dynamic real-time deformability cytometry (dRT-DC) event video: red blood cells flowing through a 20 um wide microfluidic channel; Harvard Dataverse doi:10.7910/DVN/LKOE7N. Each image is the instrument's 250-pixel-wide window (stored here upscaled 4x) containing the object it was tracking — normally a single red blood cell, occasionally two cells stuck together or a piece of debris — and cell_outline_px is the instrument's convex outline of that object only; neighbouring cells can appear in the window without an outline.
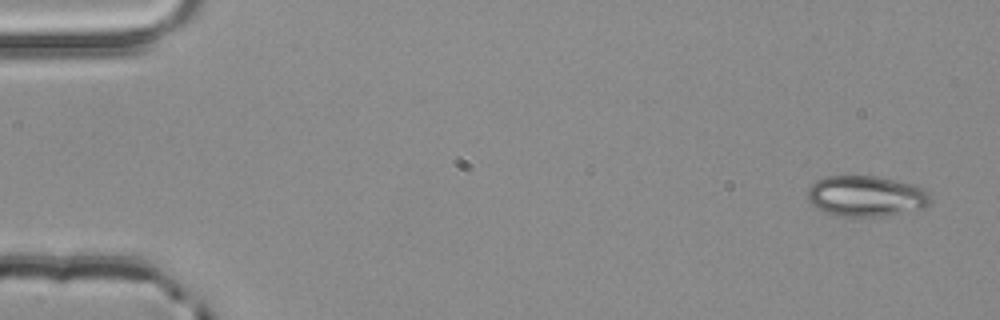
{"species": "common noctule bat (a hibernating species)", "species_latin": "Nyctalus noctula", "temperature_condition": "room temperature", "stored_images_in_passage": 3, "camera_frame_rate_fps": 3000, "um_per_image_px": 0.085, "animal": {"sex": "male", "body_mass_g": 20.4}, "frame": {"image": 1, "passage_image": 1, "time_ms": 0.0, "image_size_px": [1000, 320], "cell_outline_px": [[932, 200], [924, 208], [888, 216], [836, 216], [816, 208], [808, 200], [808, 188], [816, 180], [824, 176], [876, 176], [912, 184], [924, 188]], "centroid_in_image_um": [73.61, 16.67], "position_along_channel_um": 11.4, "area_um2": 29.3}}